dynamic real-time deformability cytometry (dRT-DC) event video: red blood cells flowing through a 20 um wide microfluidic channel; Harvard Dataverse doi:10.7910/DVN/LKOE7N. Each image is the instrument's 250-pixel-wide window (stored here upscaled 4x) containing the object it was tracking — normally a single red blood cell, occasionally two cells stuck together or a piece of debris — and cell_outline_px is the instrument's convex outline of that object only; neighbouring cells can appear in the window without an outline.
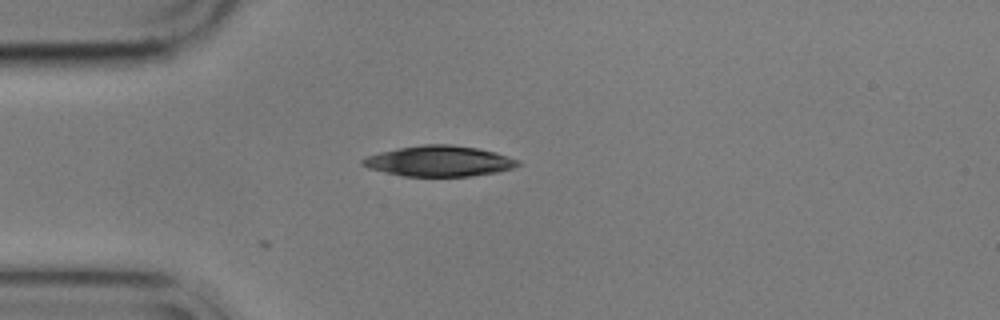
{"species": "common noctule bat (a hibernating species)", "species_latin": "Nyctalus noctula", "temperature_condition": "cold", "stored_images_in_passage": 3, "camera_frame_rate_fps": 3000, "um_per_image_px": 0.085, "animal": {"sex": "male", "body_mass_g": 17.9}, "frame": {"image": 1, "passage_image": 3, "time_ms": 0.667, "image_size_px": [1000, 320], "cell_outline_px": [[520, 164], [516, 168], [496, 172], [472, 176], [404, 176], [368, 168], [360, 164], [360, 160], [368, 156], [380, 152], [396, 148], [424, 144], [448, 144], [476, 148], [496, 152], [520, 160]], "centroid_in_image_um": [37.35, 13.69], "position_along_channel_um": 47.7, "area_um2": 27.74}}